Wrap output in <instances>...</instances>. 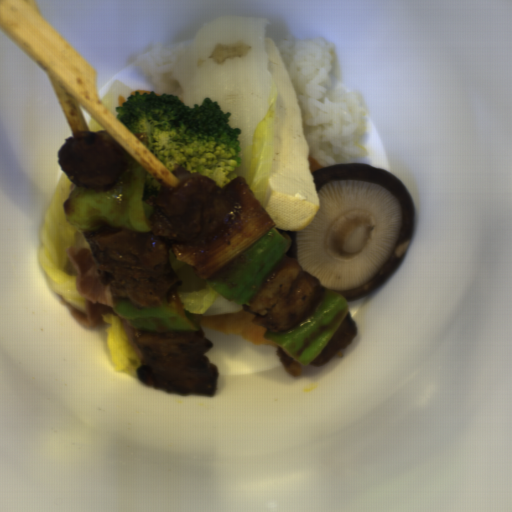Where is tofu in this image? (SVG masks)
I'll use <instances>...</instances> for the list:
<instances>
[{
	"instance_id": "5b9d583a",
	"label": "tofu",
	"mask_w": 512,
	"mask_h": 512,
	"mask_svg": "<svg viewBox=\"0 0 512 512\" xmlns=\"http://www.w3.org/2000/svg\"><path fill=\"white\" fill-rule=\"evenodd\" d=\"M265 68L277 91L270 163L263 200L274 228L301 232L311 225L320 200L308 157L298 97L271 38H264Z\"/></svg>"
}]
</instances>
